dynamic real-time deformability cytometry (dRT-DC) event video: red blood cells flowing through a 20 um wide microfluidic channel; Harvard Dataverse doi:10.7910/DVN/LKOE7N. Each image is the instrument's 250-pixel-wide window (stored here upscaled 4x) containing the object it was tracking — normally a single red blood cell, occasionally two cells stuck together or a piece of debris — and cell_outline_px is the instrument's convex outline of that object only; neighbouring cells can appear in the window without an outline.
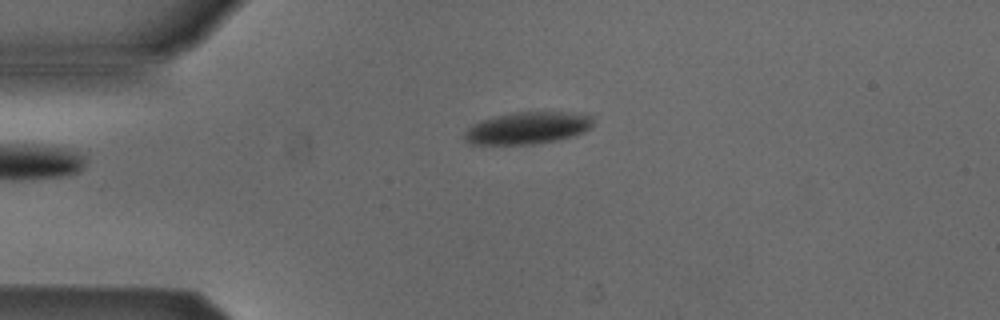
{"species": "Egyptian fruit bat (a non-hibernating species)", "species_latin": "Rousettus aegyptiacus", "temperature_condition": "cold", "stored_images_in_passage": 2, "camera_frame_rate_fps": 3000, "um_per_image_px": 0.085, "animal": {"sex": "male"}, "frame": {"image": 1, "passage_image": 2, "time_ms": 0.333, "image_size_px": [1000, 320], "cell_outline_px": [[592, 128], [584, 132], [560, 140], [536, 144], [472, 144], [464, 136], [464, 132], [472, 124], [480, 120], [496, 116], [516, 112], [564, 112], [592, 116]], "centroid_in_image_um": [44.85, 10.88], "position_along_channel_um": 40.1, "area_um2": 23.93}}